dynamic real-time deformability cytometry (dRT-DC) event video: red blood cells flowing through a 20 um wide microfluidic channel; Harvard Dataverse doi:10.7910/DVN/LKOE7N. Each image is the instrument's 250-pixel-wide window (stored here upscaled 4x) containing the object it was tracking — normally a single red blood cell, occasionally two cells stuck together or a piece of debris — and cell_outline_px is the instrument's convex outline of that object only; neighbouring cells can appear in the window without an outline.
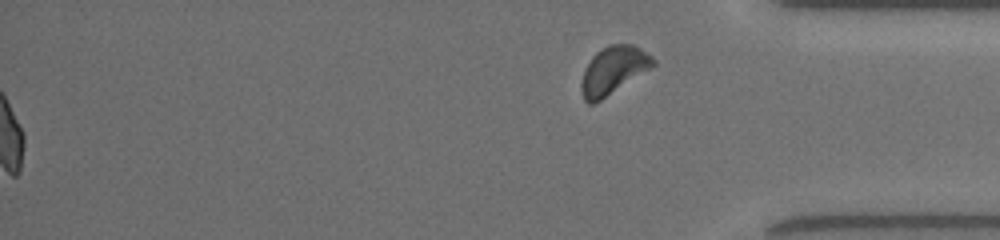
{"species": "common noctule bat (a hibernating species)", "species_latin": "Nyctalus noctula", "temperature_condition": "room temperature", "stored_images_in_passage": 42, "segment_of_instrument_passage": [2, 2], "camera_frame_rate_fps": 3000, "um_per_image_px": 0.085, "animal": {"sex": "female", "body_mass_g": 19.5, "forearm_length_mm": 54.1}, "frame": {"image": 1, "passage_image": 42, "time_ms": 13.667, "image_size_px": [1000, 240], "cell_outline_px": [[656, 64], [652, 68], [600, 100], [592, 104], [588, 104], [584, 100], [580, 88], [580, 84], [584, 72], [592, 56], [600, 48], [608, 44], [632, 44], [640, 48], [652, 56], [656, 60]], "centroid_in_image_um": [52.14, 5.96], "position_along_channel_um": 383.1, "area_um2": 19.94}}